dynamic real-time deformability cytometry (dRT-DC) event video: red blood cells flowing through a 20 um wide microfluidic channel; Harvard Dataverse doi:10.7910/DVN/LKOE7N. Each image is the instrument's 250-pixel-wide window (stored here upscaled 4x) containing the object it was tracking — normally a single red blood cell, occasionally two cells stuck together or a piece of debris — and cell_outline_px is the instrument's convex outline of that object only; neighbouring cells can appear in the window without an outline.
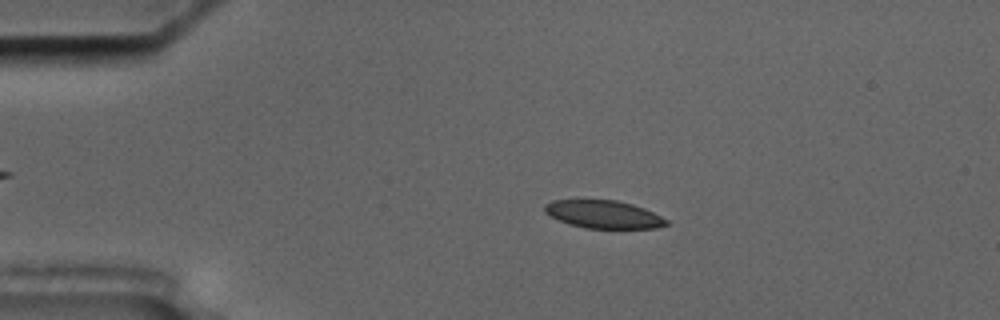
{"species": "common noctule bat (a hibernating species)", "species_latin": "Nyctalus noctula", "temperature_condition": "cold", "stored_images_in_passage": 56, "camera_frame_rate_fps": 3000, "um_per_image_px": 0.085, "animal": {"sex": "male", "body_mass_g": 17.5, "forearm_length_mm": 52.3}, "frame": {"image": 1, "passage_image": 11, "time_ms": 3.333, "image_size_px": [1000, 320], "cell_outline_px": [[668, 224], [656, 228], [584, 228], [568, 224], [544, 212], [544, 204], [552, 200], [616, 200], [632, 204], [644, 208], [668, 220]], "centroid_in_image_um": [51.28, 18.22], "position_along_channel_um": 33.7, "area_um2": 19.65}}
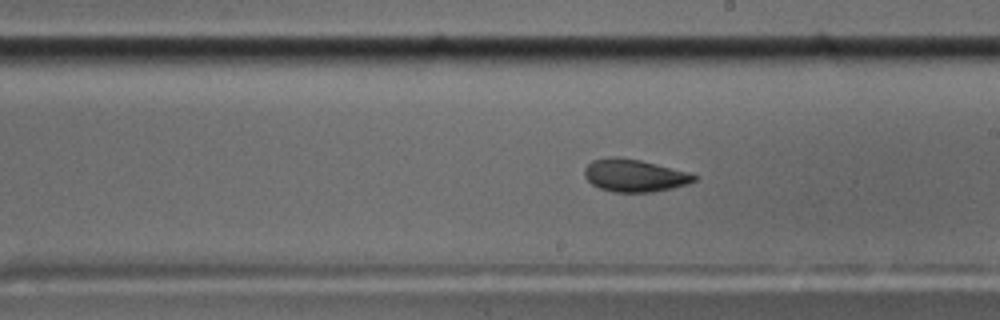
{"frame": {"image": 2, "passage_image": 32, "time_ms": 10.333, "image_size_px": [1000, 320], "cell_outline_px": [[700, 176], [696, 180], [688, 184], [672, 188], [652, 192], [612, 192], [600, 188], [592, 184], [584, 176], [584, 168], [592, 160], [612, 156], [616, 156], [640, 160], [688, 172]], "centroid_in_image_um": [53.93, 14.91], "position_along_channel_um": 235.1, "area_um2": 20.87}}
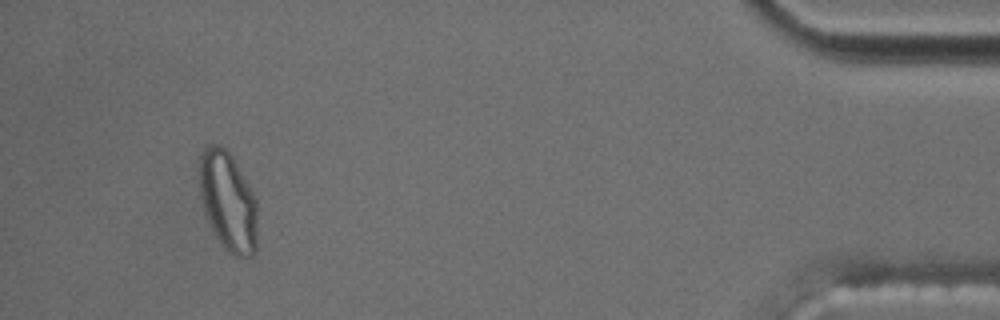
{"frame": {"image": 3, "passage_image": 53, "time_ms": 17.333, "image_size_px": [1000, 320], "cell_outline_px": [[256, 252], [252, 256], [236, 256], [228, 252], [220, 244], [204, 212], [200, 196], [196, 176], [200, 156], [204, 144], [220, 144], [232, 156], [256, 196]], "centroid_in_image_um": [19.33, 17.06], "position_along_channel_um": 415.9, "area_um2": 34.28}, "authors_computed_cell_mechanics": {"area_um2": 21.1259, "velocity_mm_per_s": 3.5139, "shape_relaxation_time_tau1_ms": 6.7768, "shape_relaxation_time_tau2_ms": 2.2591, "deformation_change_tau1": 0.1592, "deformation_change_tau2": 0.0836}}